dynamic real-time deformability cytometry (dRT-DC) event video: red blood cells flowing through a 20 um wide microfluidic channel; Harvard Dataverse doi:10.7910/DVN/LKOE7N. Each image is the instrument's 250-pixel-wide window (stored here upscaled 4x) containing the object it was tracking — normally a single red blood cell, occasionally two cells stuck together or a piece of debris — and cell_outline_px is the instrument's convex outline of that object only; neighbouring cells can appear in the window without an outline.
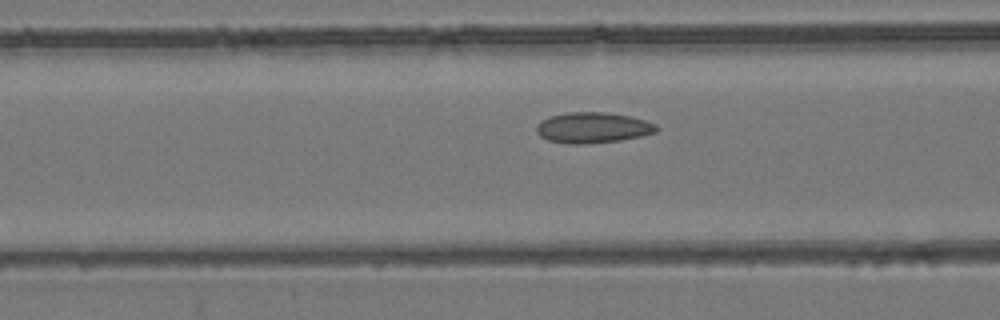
{"species": "common noctule bat (a hibernating species)", "species_latin": "Nyctalus noctula", "temperature_condition": "room temperature", "stored_images_in_passage": 50, "camera_frame_rate_fps": 3000, "um_per_image_px": 0.085, "animal": {"sex": "female", "body_mass_g": 24.6, "forearm_length_mm": 56.2}, "frame": {"image": 1, "passage_image": 18, "time_ms": 5.667, "image_size_px": [1000, 320], "cell_outline_px": [[660, 128], [656, 132], [640, 136], [620, 140], [588, 144], [568, 144], [548, 140], [540, 136], [536, 132], [536, 124], [552, 116], [564, 112], [604, 112], [632, 116], [656, 124]], "centroid_in_image_um": [50.4, 10.85], "position_along_channel_um": 116.2, "area_um2": 21.56}}
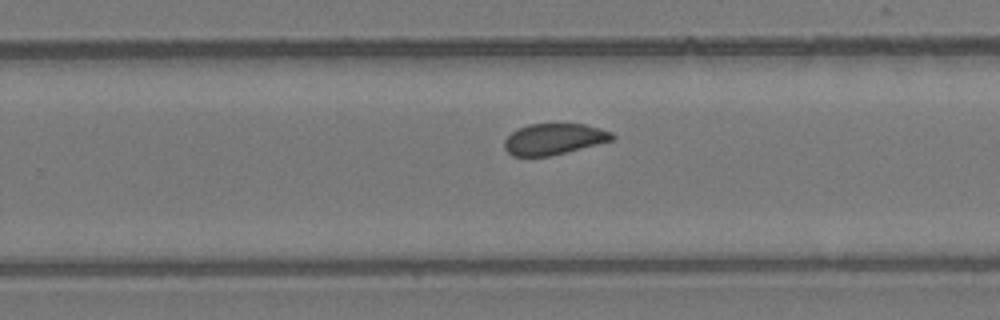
{"frame": {"image": 2, "passage_image": 31, "time_ms": 10.0, "image_size_px": [1000, 320], "cell_outline_px": [[616, 136], [612, 140], [552, 156], [512, 156], [504, 148], [504, 140], [512, 132], [528, 124], [584, 124], [600, 128], [612, 132]], "centroid_in_image_um": [47.08, 11.82], "position_along_channel_um": 282.7, "area_um2": 19.48}}
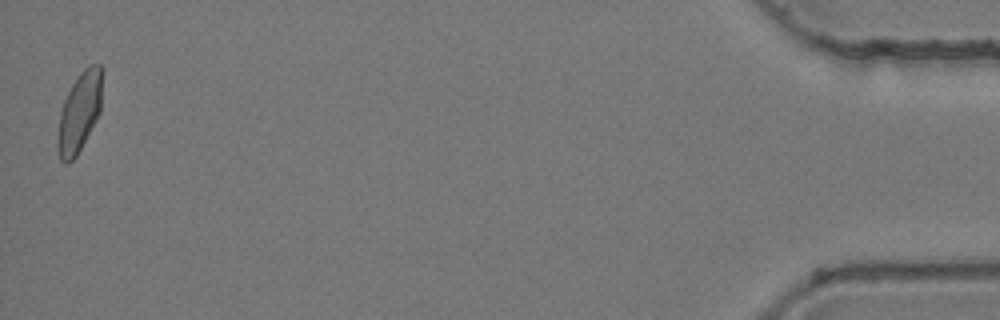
{"frame": {"image": 3, "passage_image": 50, "time_ms": 16.333, "image_size_px": [1000, 320], "cell_outline_px": [[104, 72], [100, 112], [96, 120], [76, 156], [68, 164], [64, 164], [60, 160], [56, 148], [56, 144], [60, 112], [64, 100], [72, 84], [80, 72], [88, 64], [100, 64], [104, 68]], "centroid_in_image_um": [6.77, 9.5], "position_along_channel_um": 428.4, "area_um2": 21.1}, "authors_computed_cell_mechanics": {"area_um2": 20.6924, "velocity_mm_per_s": 3.8498, "shape_relaxation_time_tau1_ms": null, "shape_relaxation_time_tau2_ms": 1.1201, "deformation_change_tau1": null, "deformation_change_tau2": 0.0639}}